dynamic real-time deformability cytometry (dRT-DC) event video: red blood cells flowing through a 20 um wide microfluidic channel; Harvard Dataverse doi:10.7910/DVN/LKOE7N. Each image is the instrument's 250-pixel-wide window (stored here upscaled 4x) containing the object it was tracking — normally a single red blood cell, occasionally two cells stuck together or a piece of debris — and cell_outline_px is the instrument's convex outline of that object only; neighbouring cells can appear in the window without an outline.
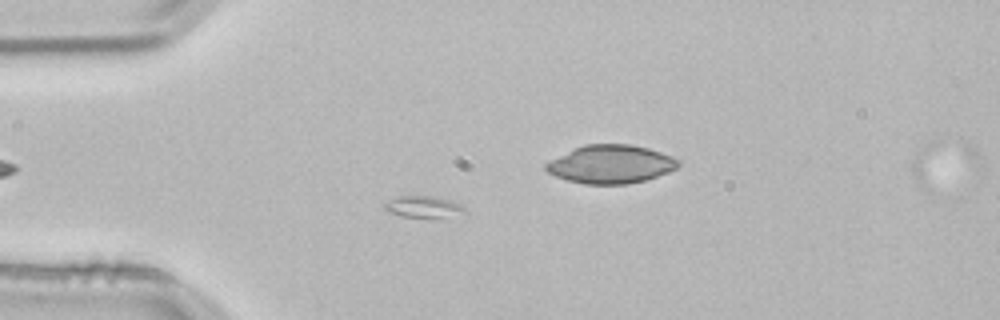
{"species": "common noctule bat (a hibernating species)", "species_latin": "Nyctalus noctula", "temperature_condition": "room temperature", "stored_images_in_passage": 52, "camera_frame_rate_fps": 3000, "um_per_image_px": 0.085, "animal": {"sex": "male", "body_mass_g": 21.5, "forearm_length_mm": 52.0}, "frame": {"image": 1, "passage_image": 11, "time_ms": 3.333, "image_size_px": [1000, 320], "cell_outline_px": [[468, 212], [440, 220], [400, 216], [388, 212], [380, 204], [388, 200], [400, 196], [436, 196], [452, 200], [464, 208]], "centroid_in_image_um": [36.0, 17.62], "position_along_channel_um": 49.0, "area_um2": 10.81}}
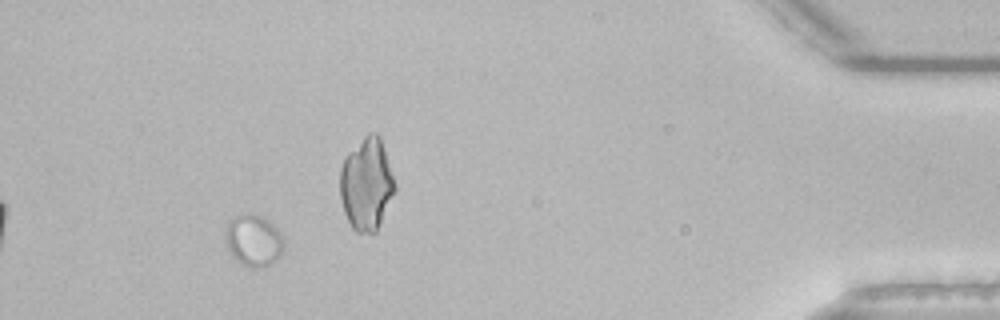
{"frame": {"image": 2, "passage_image": 47, "time_ms": 15.333, "image_size_px": [1000, 320], "cell_outline_px": [[284, 244], [280, 256], [276, 260], [268, 264], [256, 268], [252, 268], [240, 264], [232, 256], [224, 244], [224, 228], [228, 220], [240, 212], [264, 216], [284, 236]], "centroid_in_image_um": [21.49, 20.41], "position_along_channel_um": 413.7, "area_um2": 18.21}}